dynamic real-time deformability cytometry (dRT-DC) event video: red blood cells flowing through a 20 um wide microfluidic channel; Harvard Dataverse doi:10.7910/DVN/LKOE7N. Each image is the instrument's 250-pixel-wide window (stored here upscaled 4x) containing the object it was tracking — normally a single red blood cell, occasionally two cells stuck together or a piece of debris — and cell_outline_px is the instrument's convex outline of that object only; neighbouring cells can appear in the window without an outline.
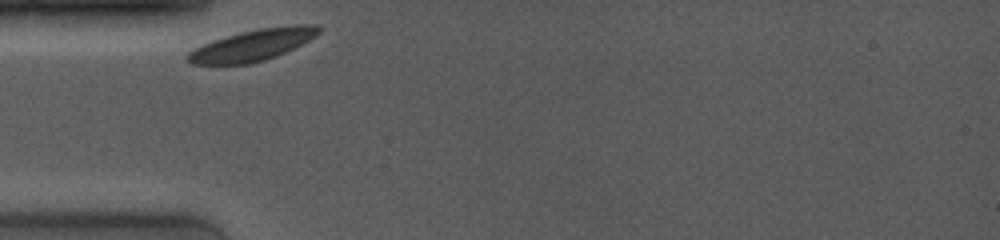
{"species": "common noctule bat (a hibernating species)", "species_latin": "Nyctalus noctula", "temperature_condition": "room temperature", "stored_images_in_passage": 24, "camera_frame_rate_fps": 4000, "um_per_image_px": 0.085, "animal": {"sex": "female", "body_mass_g": 19.0, "forearm_length_mm": 53.3}, "frame": {"image": 1, "passage_image": 1, "time_ms": 0.0, "image_size_px": [1000, 240], "cell_outline_px": [[320, 32], [316, 36], [276, 56], [264, 60], [248, 64], [192, 64], [184, 56], [188, 52], [212, 40], [240, 32], [260, 28], [292, 24], [320, 24]], "centroid_in_image_um": [21.49, 3.81], "position_along_channel_um": 63.5, "area_um2": 23.81}}
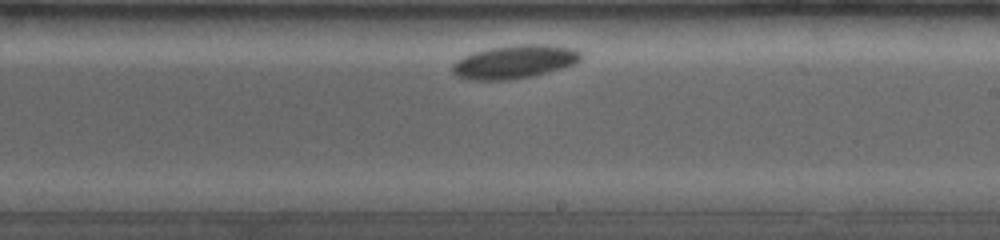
{"frame": {"image": 2, "passage_image": 14, "time_ms": 5.25, "image_size_px": [1000, 240], "cell_outline_px": [[584, 56], [576, 64], [548, 72], [532, 76], [512, 80], [464, 80], [456, 76], [452, 72], [452, 64], [456, 60], [472, 52], [488, 48], [520, 44], [548, 44], [576, 48]], "centroid_in_image_um": [43.74, 5.25], "position_along_channel_um": 245.3, "area_um2": 25.55}}
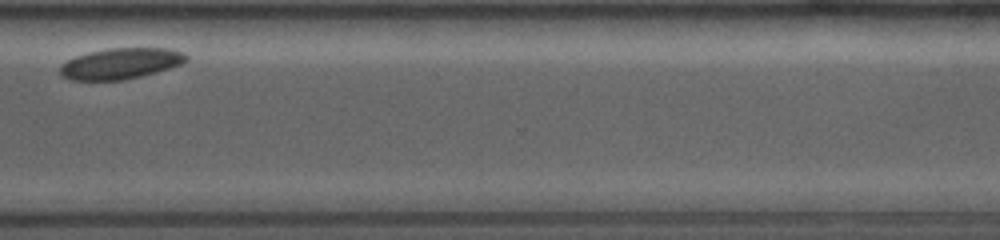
{"frame": {"image": 3, "passage_image": 22, "time_ms": 8.5, "image_size_px": [1000, 240], "cell_outline_px": [[188, 60], [180, 64], [156, 72], [124, 80], [72, 80], [60, 76], [60, 64], [76, 56], [88, 52], [108, 48], [172, 48], [184, 52], [188, 56]], "centroid_in_image_um": [10.25, 5.39], "position_along_channel_um": 360.3, "area_um2": 22.83}}